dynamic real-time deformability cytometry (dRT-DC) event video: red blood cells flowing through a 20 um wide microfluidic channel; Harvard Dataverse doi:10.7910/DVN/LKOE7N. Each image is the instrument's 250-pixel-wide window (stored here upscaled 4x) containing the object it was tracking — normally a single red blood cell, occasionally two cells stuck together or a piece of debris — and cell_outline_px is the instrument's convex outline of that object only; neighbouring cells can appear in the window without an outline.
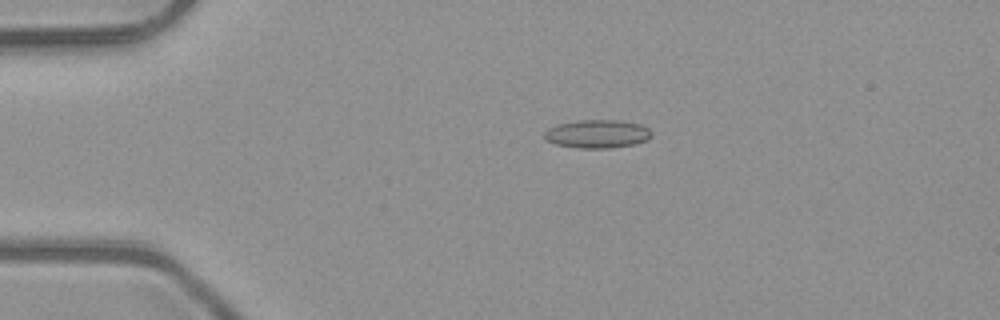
{"species": "common noctule bat (a hibernating species)", "species_latin": "Nyctalus noctula", "temperature_condition": "room temperature", "stored_images_in_passage": 4, "camera_frame_rate_fps": 3000, "um_per_image_px": 0.085, "animal": {"sex": "male", "body_mass_g": 23.1, "forearm_length_mm": 52.7}, "frame": {"image": 1, "passage_image": 3, "time_ms": 0.667, "image_size_px": [1000, 320], "cell_outline_px": [[652, 136], [648, 140], [636, 144], [608, 148], [576, 148], [556, 144], [548, 140], [544, 136], [544, 132], [548, 128], [556, 124], [576, 120], [620, 120], [640, 124], [648, 128], [652, 132]], "centroid_in_image_um": [50.79, 11.37], "position_along_channel_um": 34.2, "area_um2": 17.86}}